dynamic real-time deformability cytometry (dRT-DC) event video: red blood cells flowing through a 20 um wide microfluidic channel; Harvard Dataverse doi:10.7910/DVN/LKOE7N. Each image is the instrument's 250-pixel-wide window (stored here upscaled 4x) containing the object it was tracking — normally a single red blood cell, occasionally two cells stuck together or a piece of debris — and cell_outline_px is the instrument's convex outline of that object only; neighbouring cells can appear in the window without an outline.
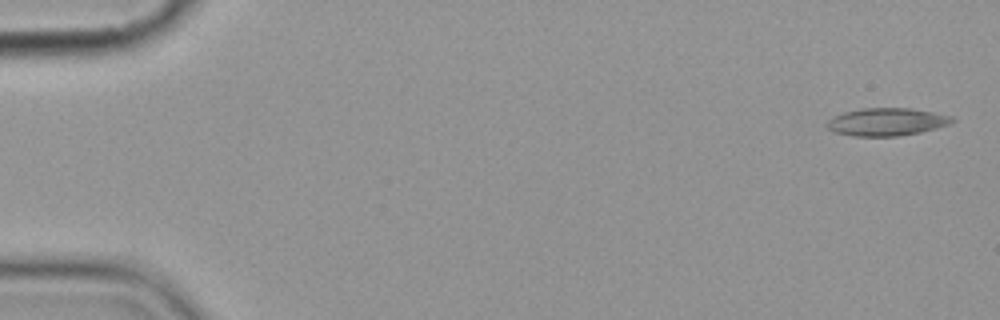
{"species": "common noctule bat (a hibernating species)", "species_latin": "Nyctalus noctula", "temperature_condition": "cold", "stored_images_in_passage": 6, "camera_frame_rate_fps": 3000, "um_per_image_px": 0.085, "animal": {"sex": "female", "body_mass_g": 19.9}, "frame": {"image": 1, "passage_image": 1, "time_ms": 0.0, "image_size_px": [1000, 320], "cell_outline_px": [[956, 120], [948, 124], [936, 128], [920, 132], [896, 136], [852, 136], [832, 132], [824, 124], [832, 116], [844, 112], [860, 108], [912, 108], [952, 116]], "centroid_in_image_um": [75.31, 10.35], "position_along_channel_um": 9.7, "area_um2": 20.35}}
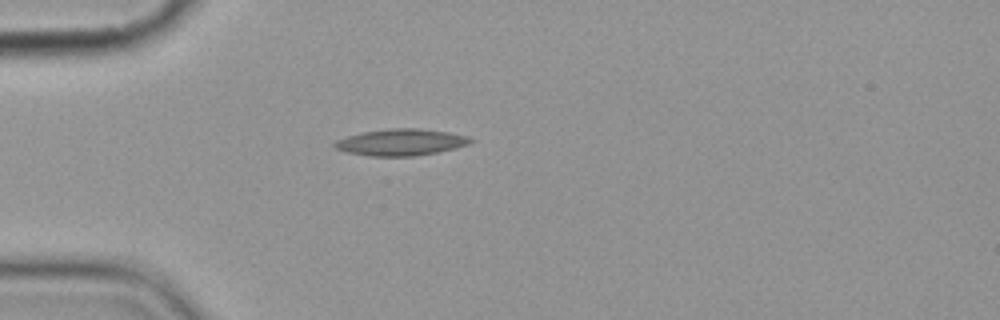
{"frame": {"image": 2, "passage_image": 5, "time_ms": 4.667, "image_size_px": [1000, 320], "cell_outline_px": [[476, 140], [468, 144], [456, 148], [436, 152], [412, 156], [368, 156], [348, 152], [332, 148], [332, 144], [336, 140], [348, 136], [364, 132], [388, 128], [416, 128], [448, 132], [468, 136]], "centroid_in_image_um": [34.07, 12.09], "position_along_channel_um": 50.9, "area_um2": 21.04}}